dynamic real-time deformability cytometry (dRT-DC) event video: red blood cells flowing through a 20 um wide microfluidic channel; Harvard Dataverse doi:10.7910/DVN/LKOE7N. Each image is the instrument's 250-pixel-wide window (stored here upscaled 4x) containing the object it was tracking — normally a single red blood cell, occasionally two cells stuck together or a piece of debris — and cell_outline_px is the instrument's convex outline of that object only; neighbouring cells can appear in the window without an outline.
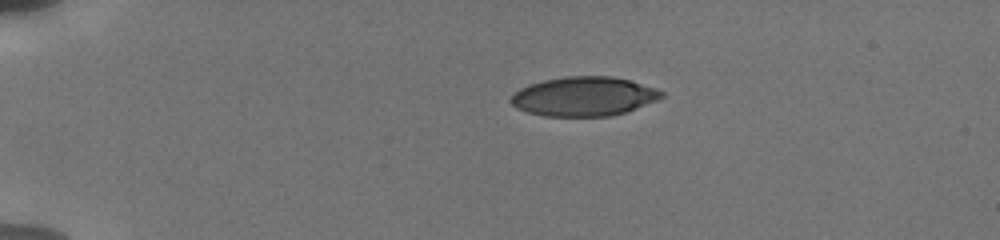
{"species": "human", "species_latin": "Homo sapiens", "temperature_condition": "cold", "stored_images_in_passage": 43, "camera_frame_rate_fps": 3000, "um_per_image_px": 0.085, "donor": {"sex": "male"}, "frame": {"image": 1, "passage_image": 1, "time_ms": 0.0, "image_size_px": [1000, 240], "cell_outline_px": [[664, 96], [656, 100], [636, 108], [624, 112], [608, 116], [544, 116], [528, 112], [516, 108], [508, 100], [520, 88], [528, 84], [544, 80], [564, 76], [612, 76], [628, 80], [656, 88], [664, 92]], "centroid_in_image_um": [49.6, 8.19], "position_along_channel_um": 35.4, "area_um2": 34.33}}
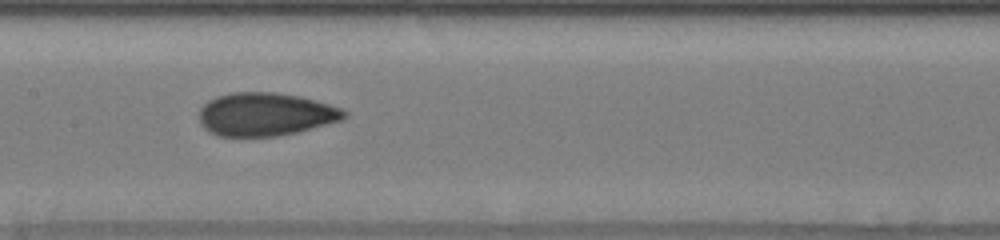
{"frame": {"image": 2, "passage_image": 18, "time_ms": 5.667, "image_size_px": [1000, 240], "cell_outline_px": [[348, 116], [344, 120], [296, 132], [276, 136], [216, 136], [208, 132], [200, 124], [200, 108], [208, 100], [216, 96], [232, 92], [272, 92], [300, 96], [344, 108], [348, 112]], "centroid_in_image_um": [22.58, 9.71], "position_along_channel_um": 184.8, "area_um2": 36.82}}
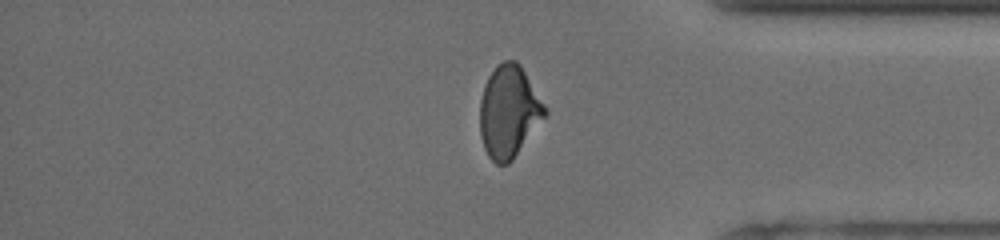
{"frame": {"image": 3, "passage_image": 35, "time_ms": 11.333, "image_size_px": [1000, 240], "cell_outline_px": [[548, 112], [512, 160], [508, 164], [496, 164], [488, 156], [484, 148], [480, 136], [480, 100], [484, 84], [488, 76], [496, 64], [504, 60], [516, 60], [520, 64], [548, 108]], "centroid_in_image_um": [43.24, 9.46], "position_along_channel_um": 392.0, "area_um2": 35.03}, "authors_computed_cell_mechanics": {"area_um2": 35.3158, "velocity_mm_per_s": 3.8432, "shape_relaxation_time_tau1_ms": 5.1988, "shape_relaxation_time_tau2_ms": 1.6022, "deformation_change_tau1": 0.1488, "deformation_change_tau2": 0.0754}}